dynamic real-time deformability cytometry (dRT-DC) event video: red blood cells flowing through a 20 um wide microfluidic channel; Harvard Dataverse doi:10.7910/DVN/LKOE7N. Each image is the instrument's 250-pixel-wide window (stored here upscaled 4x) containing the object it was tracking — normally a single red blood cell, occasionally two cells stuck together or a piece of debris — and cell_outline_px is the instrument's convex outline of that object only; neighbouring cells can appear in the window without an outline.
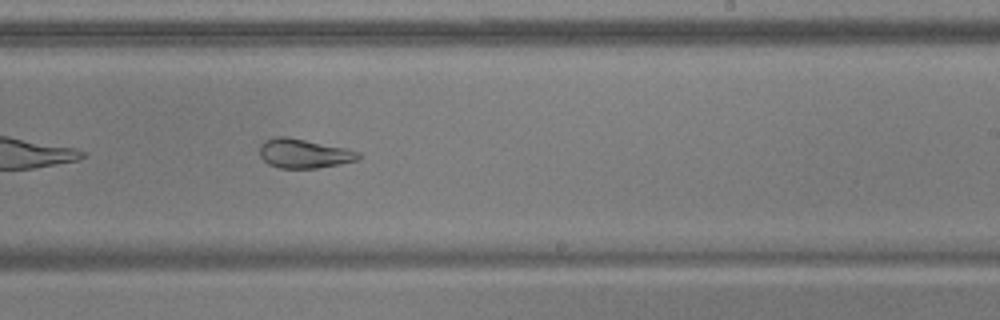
{"species": "common noctule bat (a hibernating species)", "species_latin": "Nyctalus noctula", "temperature_condition": "warm", "stored_images_in_passage": 33, "camera_frame_rate_fps": 3000, "um_per_image_px": 0.085, "animal": {"sex": "male", "body_mass_g": 17.9, "forearm_length_mm": 54.2}, "frame": {"image": 1, "passage_image": 19, "time_ms": 6.0, "image_size_px": [1000, 320], "cell_outline_px": [[360, 160], [340, 164], [316, 168], [280, 168], [268, 164], [260, 156], [260, 144], [264, 140], [276, 136], [288, 136], [344, 148], [360, 152]], "centroid_in_image_um": [25.82, 13.04], "position_along_channel_um": 263.2, "area_um2": 16.88}}